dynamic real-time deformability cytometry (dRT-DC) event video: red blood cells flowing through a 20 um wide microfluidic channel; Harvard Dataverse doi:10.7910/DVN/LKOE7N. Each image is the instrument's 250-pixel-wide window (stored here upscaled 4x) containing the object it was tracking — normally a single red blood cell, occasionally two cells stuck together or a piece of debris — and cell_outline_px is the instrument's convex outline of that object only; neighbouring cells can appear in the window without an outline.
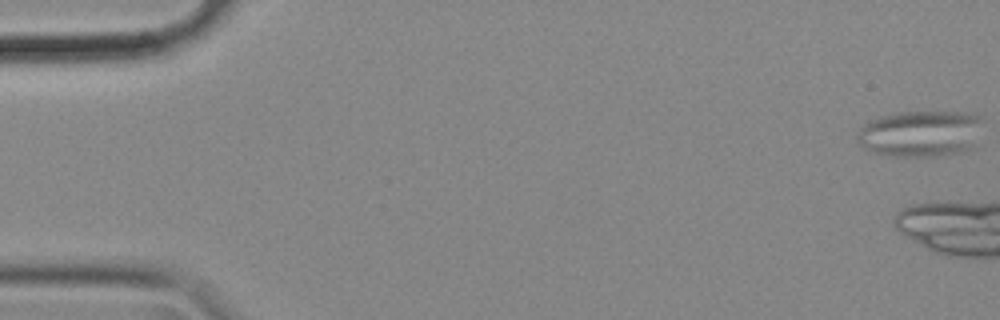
{"species": "common noctule bat (a hibernating species)", "species_latin": "Nyctalus noctula", "temperature_condition": "cold", "stored_images_in_passage": 12, "camera_frame_rate_fps": 3000, "um_per_image_px": 0.085, "animal": {"sex": "female", "body_mass_g": 18.4}, "frame": {"image": 1, "passage_image": 1, "time_ms": 0.0, "image_size_px": [1000, 320], "cell_outline_px": [[980, 120], [972, 144], [968, 148], [960, 152], [916, 156], [900, 156], [876, 152], [860, 144], [856, 140], [856, 136], [864, 124], [880, 116], [900, 112], [960, 112], [976, 116]], "centroid_in_image_um": [78.15, 11.33], "position_along_channel_um": 6.9, "area_um2": 32.43}}